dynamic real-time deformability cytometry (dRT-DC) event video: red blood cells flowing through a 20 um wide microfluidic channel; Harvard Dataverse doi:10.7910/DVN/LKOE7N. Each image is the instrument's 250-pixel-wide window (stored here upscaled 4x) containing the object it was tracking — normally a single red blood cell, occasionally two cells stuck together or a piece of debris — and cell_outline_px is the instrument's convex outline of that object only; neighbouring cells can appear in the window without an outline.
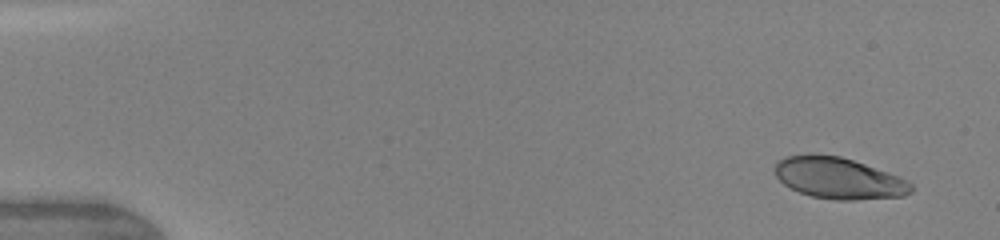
{"species": "human", "species_latin": "Homo sapiens", "temperature_condition": "warm", "stored_images_in_passage": 17, "camera_frame_rate_fps": 3000, "um_per_image_px": 0.085, "donor": {"sex": "female"}, "frame": {"image": 1, "passage_image": 1, "time_ms": 0.0, "image_size_px": [1000, 240], "cell_outline_px": [[912, 192], [904, 196], [856, 200], [836, 200], [812, 196], [800, 192], [784, 184], [776, 176], [772, 168], [784, 156], [808, 152], [812, 152], [840, 156], [900, 176], [908, 180], [912, 184]], "centroid_in_image_um": [71.27, 15.12], "position_along_channel_um": 13.7, "area_um2": 33.23}}
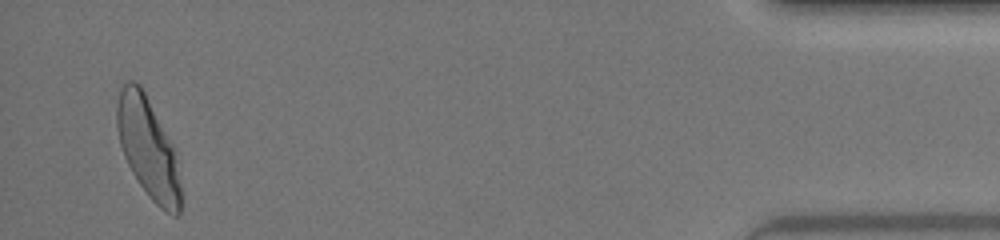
{"frame": {"image": 2, "passage_image": 17, "time_ms": 14.333, "image_size_px": [1000, 240], "cell_outline_px": [[180, 216], [172, 216], [164, 212], [152, 200], [140, 184], [132, 172], [124, 156], [120, 144], [116, 128], [116, 108], [120, 88], [128, 80], [132, 80], [140, 84], [172, 148], [180, 184]], "centroid_in_image_um": [12.53, 12.6], "position_along_channel_um": 422.7, "area_um2": 36.24}, "authors_computed_cell_mechanics": {"area_um2": 35.836, "velocity_mm_per_s": 4.2886, "shape_relaxation_time_tau1_ms": 3.1446, "shape_relaxation_time_tau2_ms": null, "deformation_change_tau1": 0.173, "deformation_change_tau2": null}}